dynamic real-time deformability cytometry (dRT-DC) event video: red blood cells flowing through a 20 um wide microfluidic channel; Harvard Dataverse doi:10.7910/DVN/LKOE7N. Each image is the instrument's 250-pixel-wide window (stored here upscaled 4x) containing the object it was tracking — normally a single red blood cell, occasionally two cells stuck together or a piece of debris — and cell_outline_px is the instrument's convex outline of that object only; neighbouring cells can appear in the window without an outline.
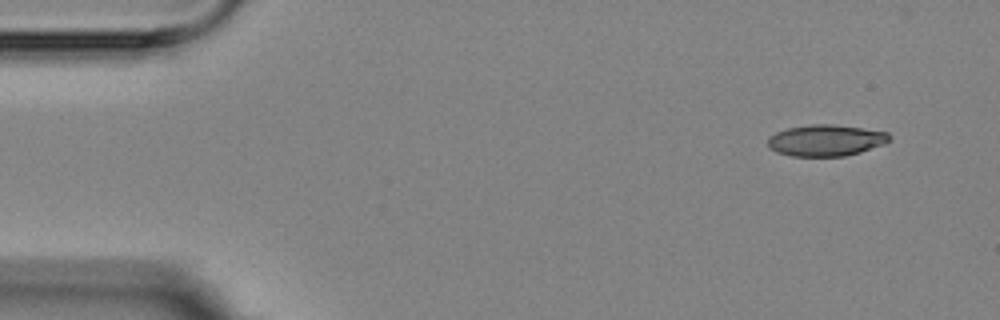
{"species": "Egyptian fruit bat (a non-hibernating species)", "species_latin": "Rousettus aegyptiacus", "temperature_condition": "room temperature", "stored_images_in_passage": 17, "segment_of_instrument_passage": [1, 2], "camera_frame_rate_fps": 3000, "um_per_image_px": 0.085, "animal": {"sex": "female"}, "frame": {"image": 1, "passage_image": 1, "time_ms": 0.0, "image_size_px": [1000, 320], "cell_outline_px": [[892, 140], [884, 144], [860, 152], [844, 156], [792, 156], [776, 152], [768, 148], [768, 136], [776, 132], [788, 128], [812, 124], [832, 124], [888, 132], [892, 136]], "centroid_in_image_um": [70.2, 11.93], "position_along_channel_um": 14.8, "area_um2": 22.31}}
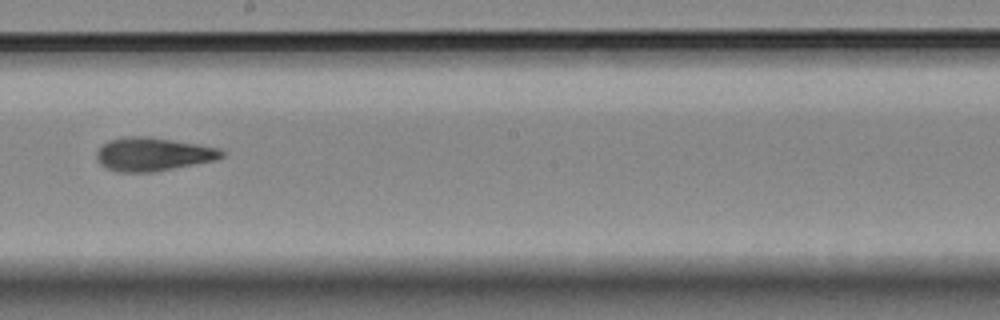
{"frame": {"image": 2, "passage_image": 9, "time_ms": 9.0, "image_size_px": [1000, 320], "cell_outline_px": [[224, 156], [216, 160], [152, 172], [116, 172], [100, 164], [96, 160], [96, 152], [108, 140], [124, 136], [148, 136], [220, 148], [224, 152]], "centroid_in_image_um": [12.98, 13.1], "position_along_channel_um": 235.2, "area_um2": 24.33}}
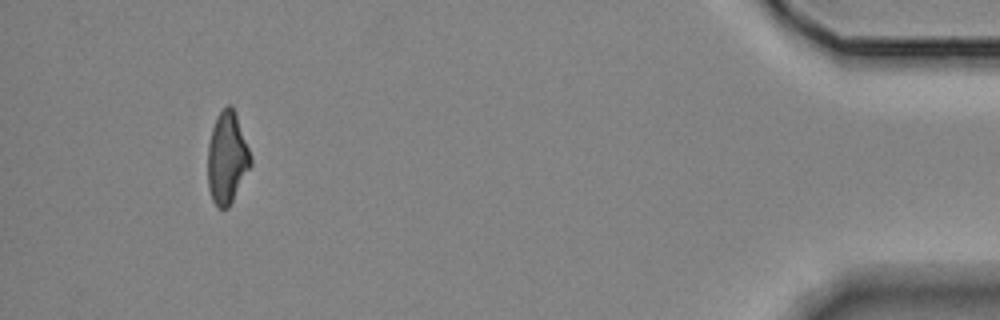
{"frame": {"image": 3, "passage_image": 15, "time_ms": 16.0, "image_size_px": [1000, 320], "cell_outline_px": [[252, 164], [228, 208], [220, 208], [212, 200], [208, 188], [208, 144], [212, 128], [216, 116], [228, 104], [232, 104], [236, 112], [252, 156]], "centroid_in_image_um": [19.31, 13.38], "position_along_channel_um": 415.9, "area_um2": 23.06}}